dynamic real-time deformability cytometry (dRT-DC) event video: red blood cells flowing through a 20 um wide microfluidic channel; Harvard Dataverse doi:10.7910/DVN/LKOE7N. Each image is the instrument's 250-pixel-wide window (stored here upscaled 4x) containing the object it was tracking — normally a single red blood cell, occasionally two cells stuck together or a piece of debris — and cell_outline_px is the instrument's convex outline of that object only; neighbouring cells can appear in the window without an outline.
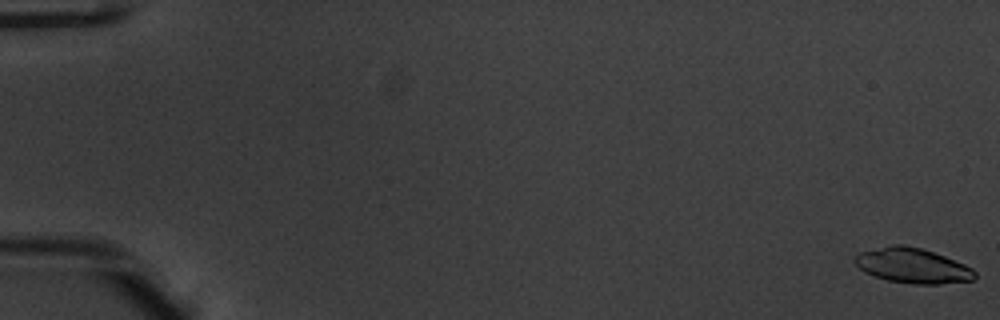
{"species": "common noctule bat (a hibernating species)", "species_latin": "Nyctalus noctula", "temperature_condition": "warm", "stored_images_in_passage": 55, "camera_frame_rate_fps": 3000, "um_per_image_px": 0.085, "animal": {"sex": "male", "body_mass_g": 20.1, "forearm_length_mm": 53.5}, "frame": {"image": 1, "passage_image": 1, "time_ms": 0.0, "image_size_px": [1000, 320], "cell_outline_px": [[976, 276], [972, 280], [940, 284], [916, 284], [888, 280], [864, 272], [852, 260], [860, 252], [892, 244], [904, 244], [920, 248], [944, 256], [964, 264], [972, 268], [976, 272]], "centroid_in_image_um": [77.56, 22.57], "position_along_channel_um": 7.4, "area_um2": 24.28}}
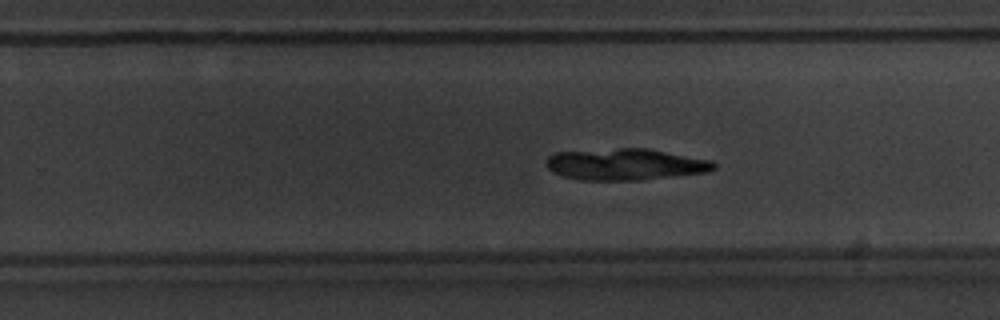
{"frame": {"image": 2, "passage_image": 36, "time_ms": 11.667, "image_size_px": [1000, 320], "cell_outline_px": [[716, 168], [708, 172], [640, 180], [580, 180], [564, 176], [552, 172], [548, 168], [548, 156], [556, 152], [620, 148], [648, 148], [712, 160], [716, 164]], "centroid_in_image_um": [53.19, 13.97], "position_along_channel_um": 276.6, "area_um2": 30.81}}
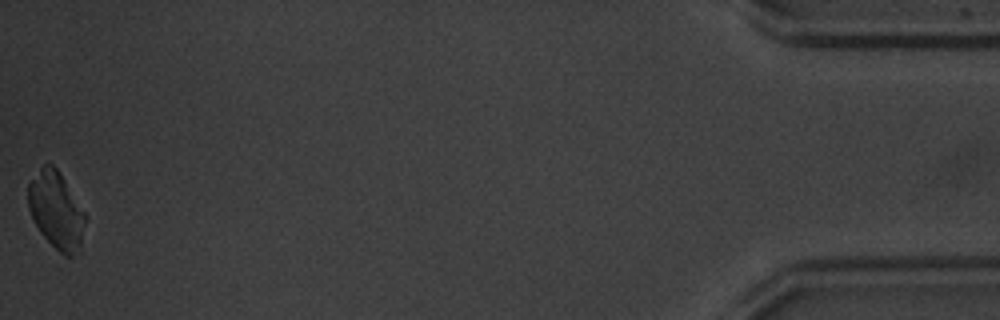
{"frame": {"image": 3, "passage_image": 55, "time_ms": 18.0, "image_size_px": [1000, 320], "cell_outline_px": [[88, 216], [80, 252], [72, 256], [64, 256], [40, 232], [28, 208], [28, 180], [44, 164], [52, 164], [56, 168]], "centroid_in_image_um": [4.81, 17.9], "position_along_channel_um": 430.4, "area_um2": 25.84}, "authors_computed_cell_mechanics": {"area_um2": 29.6514, "velocity_mm_per_s": 3.7984, "shape_relaxation_time_tau1_ms": 8.7304, "shape_relaxation_time_tau2_ms": null, "deformation_change_tau1": 0.3447, "deformation_change_tau2": null}}